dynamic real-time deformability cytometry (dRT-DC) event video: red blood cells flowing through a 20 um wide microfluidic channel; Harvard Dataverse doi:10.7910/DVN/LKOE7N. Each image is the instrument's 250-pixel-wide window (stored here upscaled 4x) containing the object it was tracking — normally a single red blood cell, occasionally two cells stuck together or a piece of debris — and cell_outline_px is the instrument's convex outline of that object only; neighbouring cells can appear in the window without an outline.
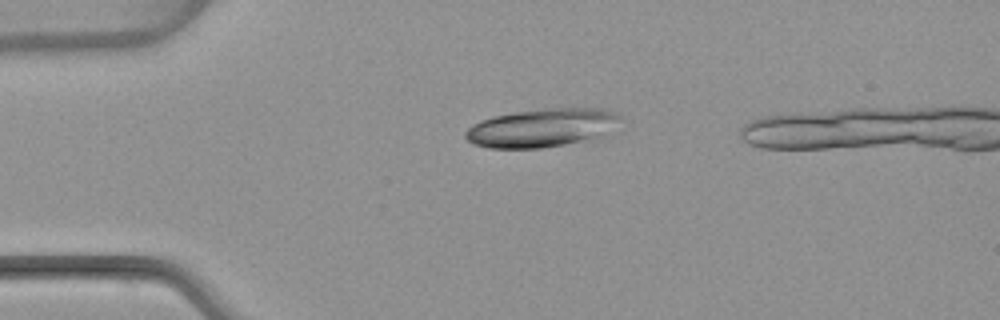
{"species": "common noctule bat (a hibernating species)", "species_latin": "Nyctalus noctula", "temperature_condition": "warm", "stored_images_in_passage": 3, "camera_frame_rate_fps": 3000, "um_per_image_px": 0.085, "animal": {"sex": "female", "body_mass_g": 22.7, "forearm_length_mm": 54.2}, "frame": {"image": 1, "passage_image": 1, "time_ms": 0.0, "image_size_px": [1000, 320], "cell_outline_px": [[620, 120], [612, 136], [596, 140], [540, 148], [488, 148], [472, 144], [464, 136], [464, 132], [472, 124], [480, 120], [496, 116], [516, 112], [548, 108], [608, 108], [620, 112]], "centroid_in_image_um": [46.22, 10.87], "position_along_channel_um": 38.8, "area_um2": 35.84}}